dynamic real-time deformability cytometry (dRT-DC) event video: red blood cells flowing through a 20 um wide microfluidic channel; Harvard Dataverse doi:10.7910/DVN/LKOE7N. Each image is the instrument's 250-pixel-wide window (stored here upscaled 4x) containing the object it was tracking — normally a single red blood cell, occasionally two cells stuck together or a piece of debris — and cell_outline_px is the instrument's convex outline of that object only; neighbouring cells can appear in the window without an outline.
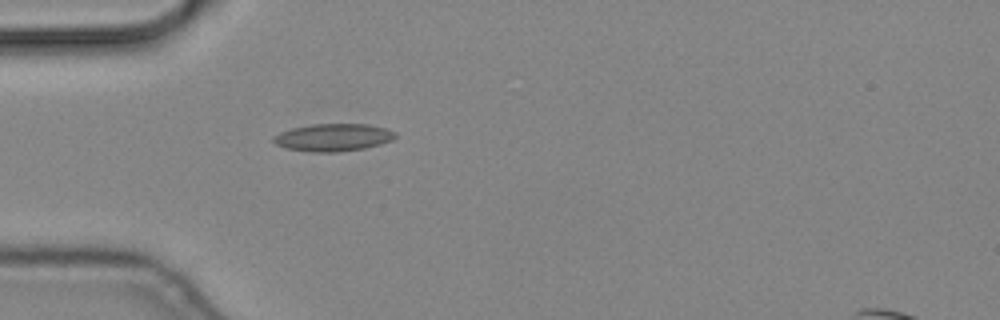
{"species": "common noctule bat (a hibernating species)", "species_latin": "Nyctalus noctula", "temperature_condition": "cold", "stored_images_in_passage": 40, "camera_frame_rate_fps": 3000, "um_per_image_px": 0.085, "animal": {"sex": "male", "body_mass_g": 19.2, "forearm_length_mm": 51.8}, "frame": {"image": 1, "passage_image": 1, "time_ms": 0.0, "image_size_px": [1000, 320], "cell_outline_px": [[396, 136], [392, 140], [380, 144], [364, 148], [336, 152], [312, 152], [284, 148], [276, 144], [272, 140], [272, 136], [280, 132], [292, 128], [312, 124], [368, 124], [384, 128], [396, 132]], "centroid_in_image_um": [28.29, 11.68], "position_along_channel_um": 56.7, "area_um2": 19.54}}
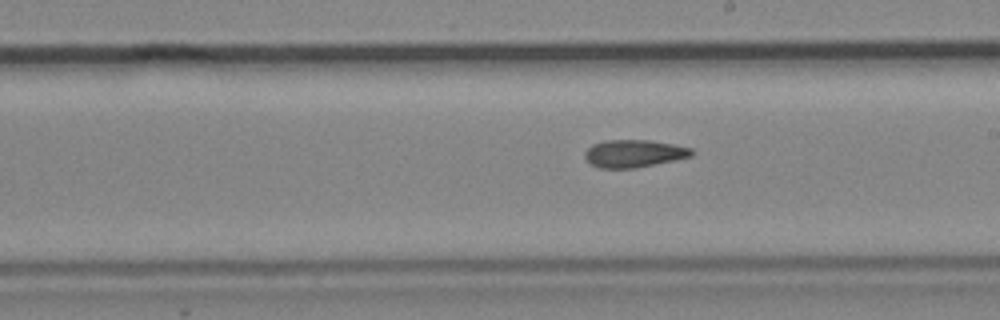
{"frame": {"image": 2, "passage_image": 16, "time_ms": 5.0, "image_size_px": [1000, 320], "cell_outline_px": [[696, 152], [692, 156], [636, 168], [600, 168], [588, 164], [584, 156], [584, 152], [592, 144], [604, 140], [648, 140], [672, 144], [692, 148]], "centroid_in_image_um": [53.85, 13.05], "position_along_channel_um": 235.1, "area_um2": 17.28}}
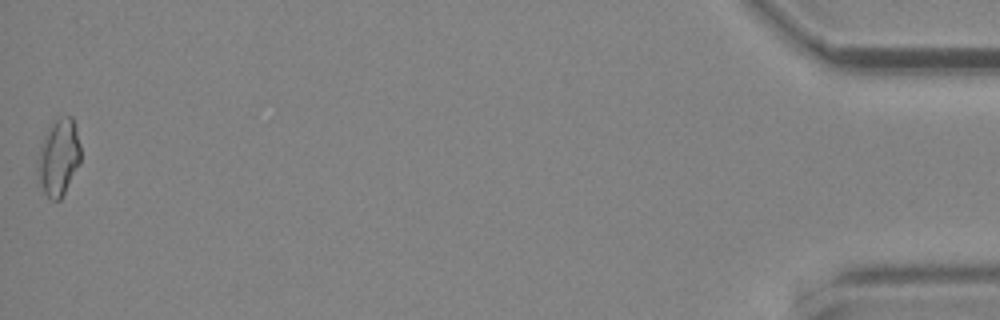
{"frame": {"image": 3, "passage_image": 40, "time_ms": 13.0, "image_size_px": [1000, 320], "cell_outline_px": [[80, 164], [60, 200], [52, 200], [44, 192], [40, 184], [36, 168], [36, 160], [44, 136], [48, 128], [60, 116], [72, 116], [80, 144]], "centroid_in_image_um": [4.97, 13.38], "position_along_channel_um": 430.2, "area_um2": 19.19}}